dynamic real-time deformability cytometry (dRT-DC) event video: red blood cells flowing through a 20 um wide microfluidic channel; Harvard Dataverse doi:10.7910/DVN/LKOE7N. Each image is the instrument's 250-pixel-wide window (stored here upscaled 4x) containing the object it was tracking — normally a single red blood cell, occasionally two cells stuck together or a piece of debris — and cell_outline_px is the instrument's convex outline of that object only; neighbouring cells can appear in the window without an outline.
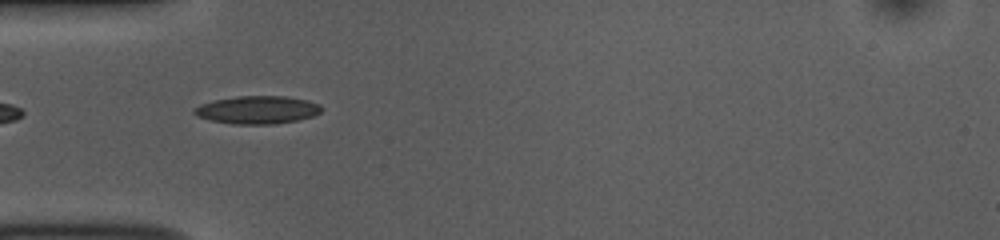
{"species": "common noctule bat (a hibernating species)", "species_latin": "Nyctalus noctula", "temperature_condition": "room temperature", "stored_images_in_passage": 37, "camera_frame_rate_fps": 3000, "um_per_image_px": 0.085, "animal": {"sex": "female", "body_mass_g": 10.0, "forearm_length_mm": 53.1}, "frame": {"image": 1, "passage_image": 1, "time_ms": 0.0, "image_size_px": [1000, 240], "cell_outline_px": [[324, 108], [320, 112], [312, 116], [296, 120], [276, 124], [232, 124], [212, 120], [196, 116], [192, 112], [200, 104], [212, 100], [236, 96], [284, 96], [308, 100], [320, 104]], "centroid_in_image_um": [21.88, 9.33], "position_along_channel_um": 63.1, "area_um2": 20.75}}
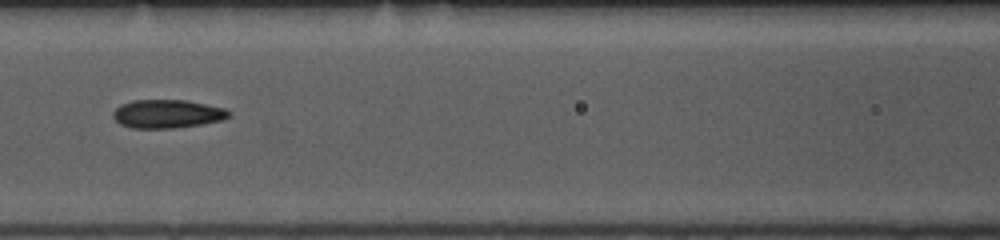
{"frame": {"image": 2, "passage_image": 8, "time_ms": 2.333, "image_size_px": [1000, 240], "cell_outline_px": [[232, 116], [220, 120], [200, 124], [172, 128], [132, 128], [120, 124], [112, 116], [112, 112], [120, 104], [132, 100], [188, 100], [224, 108], [232, 112]], "centroid_in_image_um": [14.21, 9.67], "position_along_channel_um": 152.4, "area_um2": 19.25}}
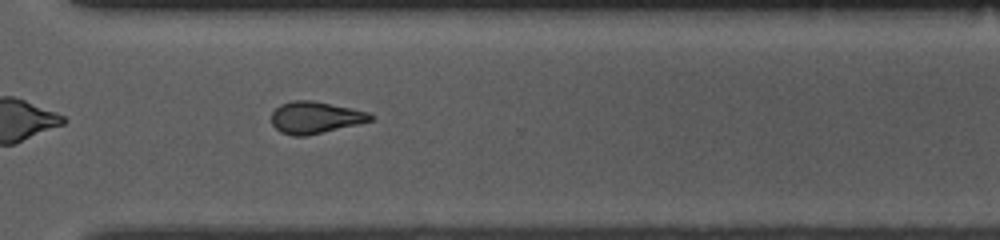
{"frame": {"image": 3, "passage_image": 23, "time_ms": 7.333, "image_size_px": [1000, 240], "cell_outline_px": [[372, 120], [308, 136], [292, 136], [280, 132], [272, 124], [272, 112], [280, 104], [292, 100], [312, 100], [352, 108], [368, 112], [372, 116]], "centroid_in_image_um": [26.75, 9.98], "position_along_channel_um": 343.8, "area_um2": 18.32}, "authors_computed_cell_mechanics": {"area_um2": 18.785, "velocity_mm_per_s": 3.8408, "shape_relaxation_time_tau1_ms": 5.4327, "shape_relaxation_time_tau2_ms": 2.3728, "deformation_change_tau1": 0.1701, "deformation_change_tau2": 0.1066}}